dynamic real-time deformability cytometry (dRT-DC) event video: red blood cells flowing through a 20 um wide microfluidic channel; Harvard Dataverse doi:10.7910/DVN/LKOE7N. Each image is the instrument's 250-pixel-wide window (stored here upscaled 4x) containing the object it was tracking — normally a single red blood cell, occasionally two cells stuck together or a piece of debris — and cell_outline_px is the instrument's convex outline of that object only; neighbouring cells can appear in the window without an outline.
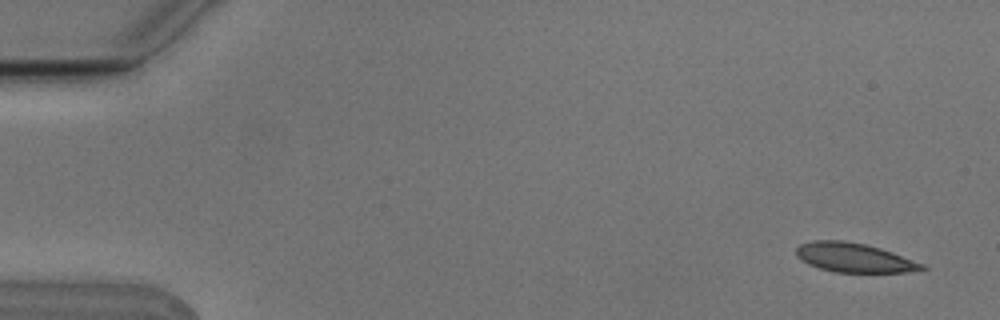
{"species": "Egyptian fruit bat (a non-hibernating species)", "species_latin": "Rousettus aegyptiacus", "temperature_condition": "cold", "stored_images_in_passage": 5, "camera_frame_rate_fps": 3000, "um_per_image_px": 0.085, "animal": {"sex": "male"}, "frame": {"image": 1, "passage_image": 1, "time_ms": 0.0, "image_size_px": [1000, 320], "cell_outline_px": [[928, 268], [904, 272], [832, 272], [808, 264], [800, 260], [796, 256], [796, 248], [800, 244], [812, 240], [844, 240], [864, 244], [880, 248], [892, 252], [924, 264]], "centroid_in_image_um": [72.55, 21.89], "position_along_channel_um": 12.5, "area_um2": 21.39}}